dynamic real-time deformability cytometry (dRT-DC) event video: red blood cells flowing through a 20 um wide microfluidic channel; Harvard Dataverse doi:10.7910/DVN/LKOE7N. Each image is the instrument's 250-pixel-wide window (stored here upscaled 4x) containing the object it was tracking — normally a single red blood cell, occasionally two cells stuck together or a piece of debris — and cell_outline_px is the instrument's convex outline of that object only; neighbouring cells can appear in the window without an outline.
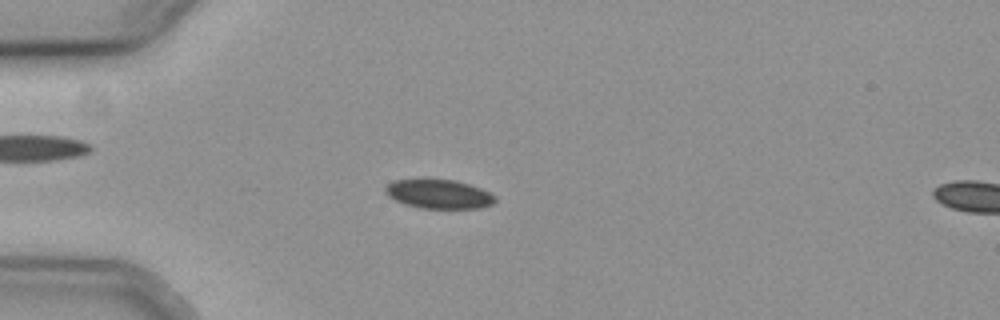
{"species": "common noctule bat (a hibernating species)", "species_latin": "Nyctalus noctula", "temperature_condition": "cold", "stored_images_in_passage": 57, "camera_frame_rate_fps": 3000, "um_per_image_px": 0.085, "animal": {"sex": "female", "body_mass_g": 19.3, "forearm_length_mm": 54.1}, "frame": {"image": 1, "passage_image": 16, "time_ms": 5.0, "image_size_px": [1000, 320], "cell_outline_px": [[496, 200], [492, 204], [480, 208], [420, 208], [404, 204], [388, 196], [384, 192], [384, 188], [392, 180], [424, 176], [456, 180], [480, 188], [496, 196]], "centroid_in_image_um": [37.23, 16.44], "position_along_channel_um": 47.8, "area_um2": 19.36}}
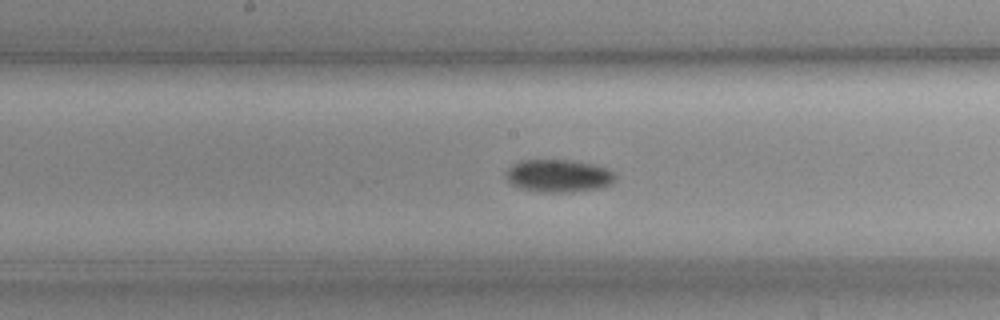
{"frame": {"image": 2, "passage_image": 30, "time_ms": 9.667, "image_size_px": [1000, 320], "cell_outline_px": [[616, 180], [612, 184], [600, 188], [572, 192], [540, 192], [520, 188], [512, 184], [504, 176], [504, 172], [512, 164], [520, 160], [572, 160], [596, 164], [608, 168], [616, 172]], "centroid_in_image_um": [47.51, 14.94], "position_along_channel_um": 200.7, "area_um2": 21.33}}
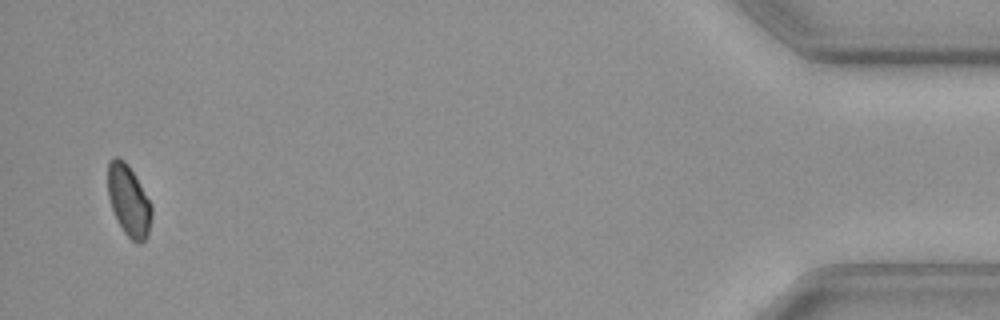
{"frame": {"image": 3, "passage_image": 55, "time_ms": 18.0, "image_size_px": [1000, 320], "cell_outline_px": [[152, 216], [148, 236], [140, 244], [136, 244], [124, 232], [112, 208], [108, 196], [108, 164], [116, 156], [124, 160], [128, 164], [152, 204]], "centroid_in_image_um": [10.97, 17.07], "position_along_channel_um": 424.2, "area_um2": 18.03}}